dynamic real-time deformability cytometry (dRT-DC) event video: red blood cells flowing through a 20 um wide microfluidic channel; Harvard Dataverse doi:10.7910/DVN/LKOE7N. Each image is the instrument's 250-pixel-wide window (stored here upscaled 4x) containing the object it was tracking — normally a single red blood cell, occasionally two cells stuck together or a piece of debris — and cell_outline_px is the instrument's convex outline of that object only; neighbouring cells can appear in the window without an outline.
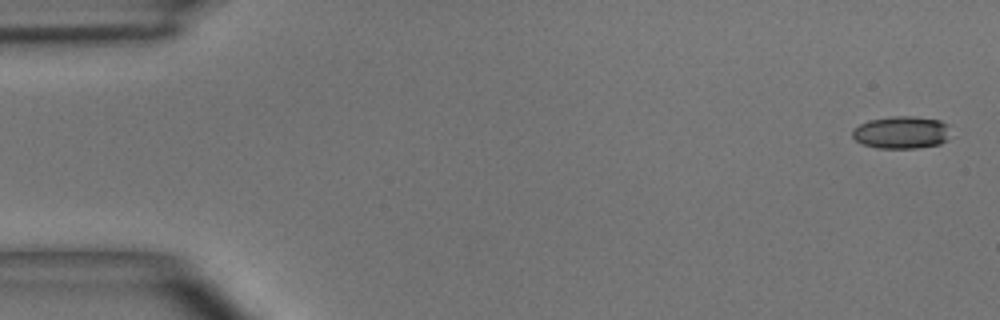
{"species": "common noctule bat (a hibernating species)", "species_latin": "Nyctalus noctula", "temperature_condition": "room temperature", "stored_images_in_passage": 4, "segment_of_instrument_passage": [2, 2], "camera_frame_rate_fps": 3000, "um_per_image_px": 0.085, "animal": {"sex": "male", "body_mass_g": 15.6}, "frame": {"image": 1, "passage_image": 4, "time_ms": 4.333, "image_size_px": [1000, 320], "cell_outline_px": [[948, 140], [940, 144], [916, 148], [880, 148], [864, 144], [856, 140], [852, 136], [852, 132], [860, 124], [868, 120], [892, 116], [912, 116], [940, 120], [948, 124]], "centroid_in_image_um": [76.65, 11.25], "position_along_channel_um": 8.4, "area_um2": 18.5}}